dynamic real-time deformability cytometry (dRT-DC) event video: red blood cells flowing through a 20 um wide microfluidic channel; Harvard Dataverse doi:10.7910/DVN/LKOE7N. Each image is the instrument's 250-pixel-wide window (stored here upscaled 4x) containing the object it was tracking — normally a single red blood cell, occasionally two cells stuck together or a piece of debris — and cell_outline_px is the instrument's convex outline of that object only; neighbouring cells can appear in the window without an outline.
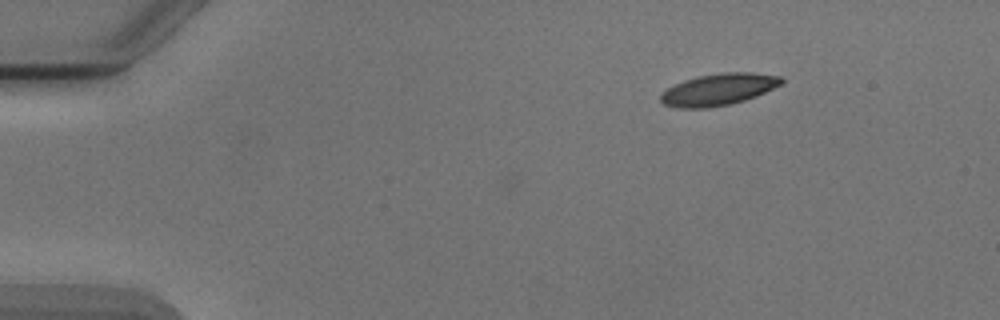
{"species": "Egyptian fruit bat (a non-hibernating species)", "species_latin": "Rousettus aegyptiacus", "temperature_condition": "cold", "stored_images_in_passage": 4, "camera_frame_rate_fps": 3000, "um_per_image_px": 0.085, "animal": {"sex": "male"}, "frame": {"image": 1, "passage_image": 4, "time_ms": 3.333, "image_size_px": [1000, 320], "cell_outline_px": [[784, 80], [780, 84], [756, 96], [732, 104], [708, 108], [676, 108], [664, 104], [660, 100], [660, 96], [668, 88], [684, 80], [700, 76], [724, 72], [752, 72], [780, 76]], "centroid_in_image_um": [61.07, 7.61], "position_along_channel_um": 23.9, "area_um2": 22.14}}